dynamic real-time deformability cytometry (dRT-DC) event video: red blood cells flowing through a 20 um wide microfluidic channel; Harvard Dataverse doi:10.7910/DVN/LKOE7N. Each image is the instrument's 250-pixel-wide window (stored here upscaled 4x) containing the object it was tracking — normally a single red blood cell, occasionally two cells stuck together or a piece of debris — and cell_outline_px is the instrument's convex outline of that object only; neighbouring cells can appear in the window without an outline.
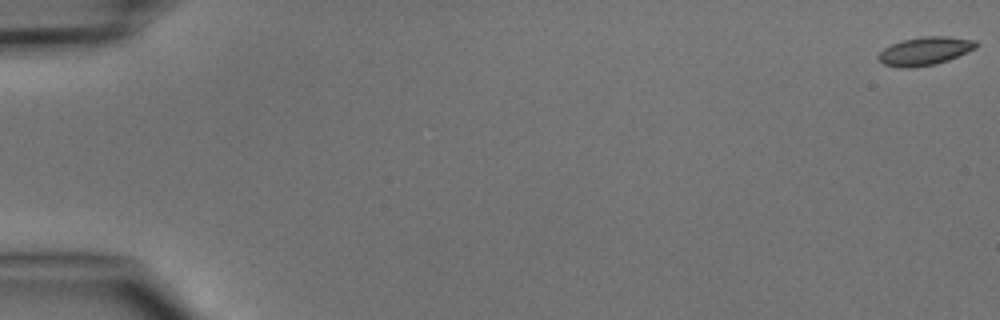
{"species": "common noctule bat (a hibernating species)", "species_latin": "Nyctalus noctula", "temperature_condition": "cold", "stored_images_in_passage": 4, "camera_frame_rate_fps": 3000, "um_per_image_px": 0.085, "animal": {"sex": "male", "body_mass_g": 15.6}, "frame": {"image": 1, "passage_image": 1, "time_ms": 0.0, "image_size_px": [1000, 320], "cell_outline_px": [[980, 44], [976, 48], [948, 60], [936, 64], [912, 68], [900, 68], [884, 64], [876, 56], [884, 48], [900, 40], [924, 36], [948, 36], [976, 40]], "centroid_in_image_um": [78.63, 4.33], "position_along_channel_um": 6.4, "area_um2": 16.24}}
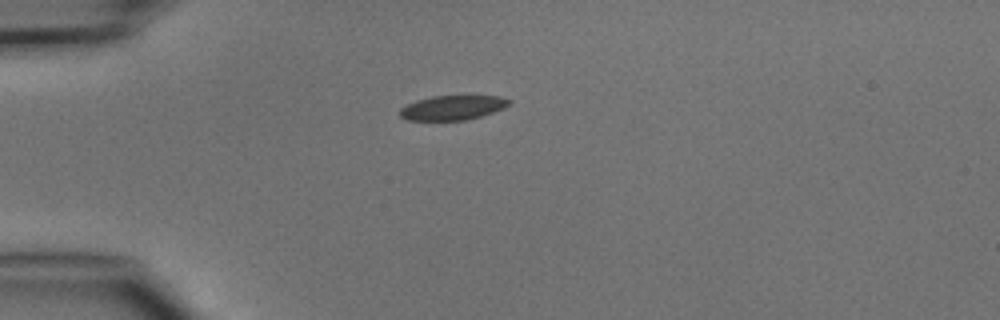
{"frame": {"image": 2, "passage_image": 4, "time_ms": 4.333, "image_size_px": [1000, 320], "cell_outline_px": [[512, 104], [504, 108], [480, 116], [464, 120], [408, 120], [400, 116], [400, 108], [416, 100], [432, 96], [500, 96], [512, 100]], "centroid_in_image_um": [38.49, 9.14], "position_along_channel_um": 46.5, "area_um2": 15.55}}